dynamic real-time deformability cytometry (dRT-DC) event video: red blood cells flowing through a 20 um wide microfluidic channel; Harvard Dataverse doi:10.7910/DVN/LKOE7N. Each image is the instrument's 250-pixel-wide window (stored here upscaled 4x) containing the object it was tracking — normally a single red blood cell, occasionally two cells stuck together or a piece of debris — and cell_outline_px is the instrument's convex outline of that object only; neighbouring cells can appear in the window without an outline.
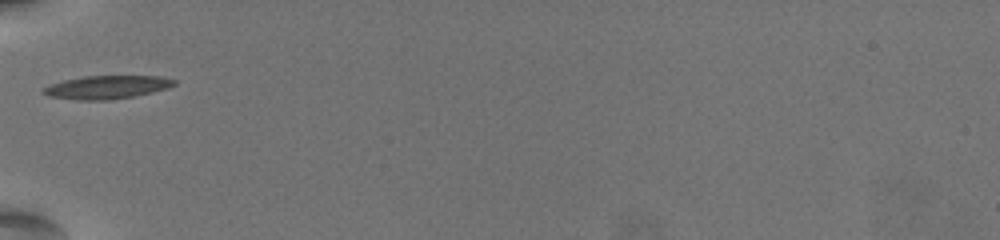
{"species": "common noctule bat (a hibernating species)", "species_latin": "Nyctalus noctula", "temperature_condition": "warm", "stored_images_in_passage": 38, "camera_frame_rate_fps": 3000, "um_per_image_px": 0.085, "animal": {"sex": "female", "body_mass_g": 19.5, "forearm_length_mm": 54.1}, "frame": {"image": 1, "passage_image": 1, "time_ms": 0.0, "image_size_px": [1000, 240], "cell_outline_px": [[176, 84], [168, 88], [152, 92], [132, 96], [108, 100], [76, 100], [48, 96], [40, 92], [44, 88], [52, 84], [64, 80], [84, 76], [160, 76], [176, 80]], "centroid_in_image_um": [9.08, 7.41], "position_along_channel_um": 75.9, "area_um2": 17.63}}
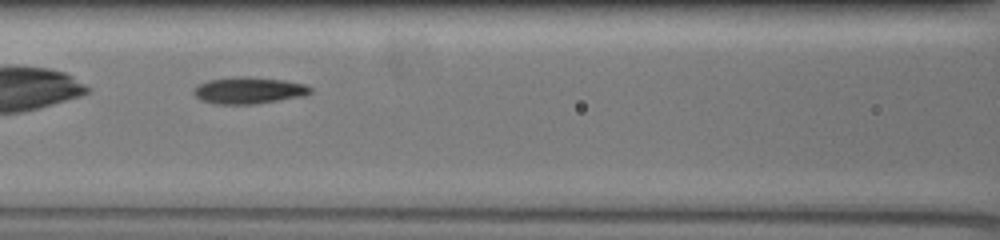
{"frame": {"image": 2, "passage_image": 7, "time_ms": 2.0, "image_size_px": [1000, 240], "cell_outline_px": [[312, 92], [304, 96], [252, 104], [216, 104], [200, 100], [192, 92], [192, 88], [196, 84], [208, 80], [232, 76], [248, 76], [284, 80], [304, 84], [312, 88]], "centroid_in_image_um": [21.09, 7.67], "position_along_channel_um": 145.5, "area_um2": 18.38}}
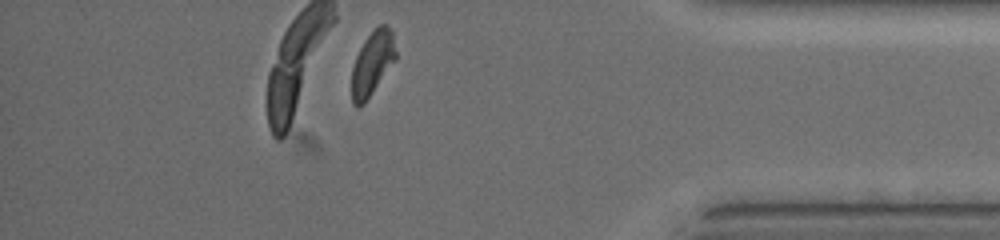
{"frame": {"image": 3, "passage_image": 31, "time_ms": 10.0, "image_size_px": [1000, 240], "cell_outline_px": [[396, 60], [364, 104], [356, 108], [352, 104], [352, 68], [356, 56], [364, 40], [380, 24], [388, 24], [392, 32], [396, 52]], "centroid_in_image_um": [31.65, 5.4], "position_along_channel_um": 403.5, "area_um2": 16.47}, "authors_computed_cell_mechanics": {"area_um2": 17.5134, "velocity_mm_per_s": 3.5388, "shape_relaxation_time_tau1_ms": 2.8073, "shape_relaxation_time_tau2_ms": 1.5246, "deformation_change_tau1": 0.1356, "deformation_change_tau2": 0.0586}}